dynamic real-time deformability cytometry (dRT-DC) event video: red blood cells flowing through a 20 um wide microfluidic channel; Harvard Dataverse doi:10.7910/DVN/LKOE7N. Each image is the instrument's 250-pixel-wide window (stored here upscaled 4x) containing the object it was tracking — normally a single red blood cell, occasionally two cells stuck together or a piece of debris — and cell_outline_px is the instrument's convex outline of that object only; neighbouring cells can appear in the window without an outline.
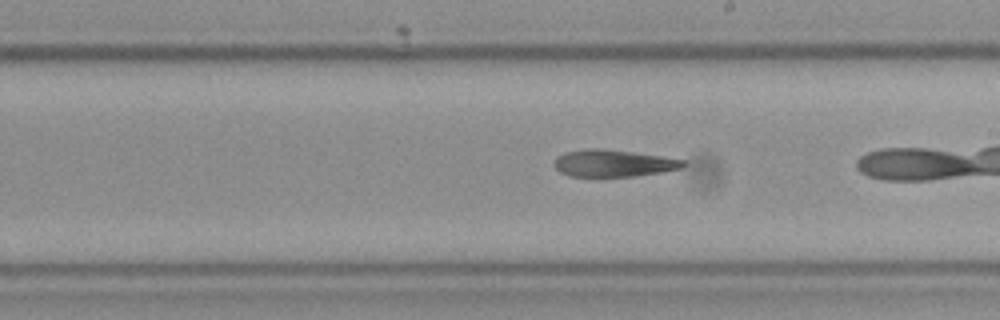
{"species": "Egyptian fruit bat (a non-hibernating species)", "species_latin": "Rousettus aegyptiacus", "temperature_condition": "cold", "stored_images_in_passage": 31, "camera_frame_rate_fps": 3000, "um_per_image_px": 0.085, "frame": {"image": 1, "passage_image": 18, "time_ms": 5.667, "image_size_px": [1000, 320], "cell_outline_px": [[684, 164], [680, 168], [660, 172], [636, 176], [568, 176], [560, 172], [552, 164], [556, 156], [564, 152], [588, 148], [604, 148], [660, 156], [684, 160]], "centroid_in_image_um": [52.05, 13.86], "position_along_channel_um": 237.0, "area_um2": 20.23}}
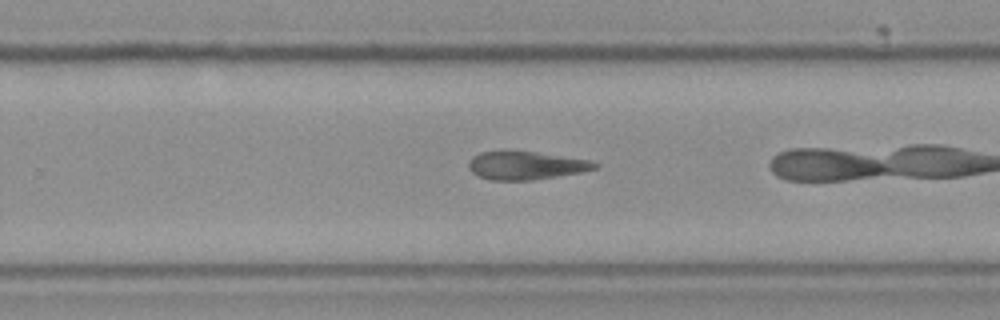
{"frame": {"image": 2, "passage_image": 22, "time_ms": 7.0, "image_size_px": [1000, 320], "cell_outline_px": [[600, 164], [596, 168], [580, 172], [532, 180], [492, 180], [480, 176], [472, 172], [468, 168], [468, 160], [472, 156], [480, 152], [504, 148], [508, 148], [536, 152], [588, 160]], "centroid_in_image_um": [44.6, 14.02], "position_along_channel_um": 285.2, "area_um2": 21.15}}